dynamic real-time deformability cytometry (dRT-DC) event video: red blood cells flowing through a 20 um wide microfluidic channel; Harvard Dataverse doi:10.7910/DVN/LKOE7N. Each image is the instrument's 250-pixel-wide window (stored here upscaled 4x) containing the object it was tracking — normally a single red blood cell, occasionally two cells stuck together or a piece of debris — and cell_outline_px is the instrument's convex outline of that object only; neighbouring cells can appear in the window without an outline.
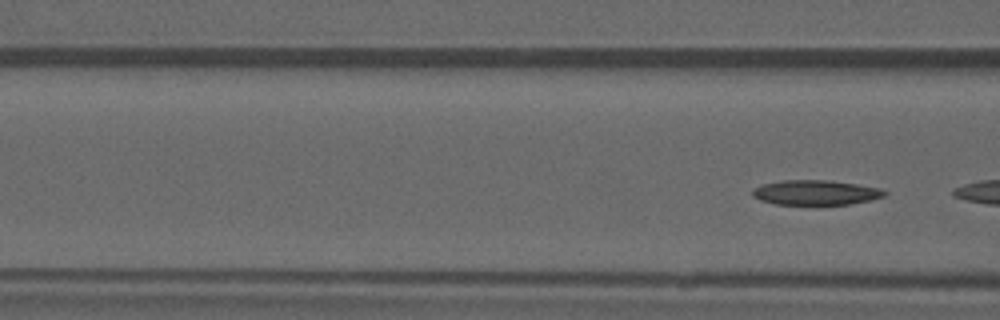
{"species": "common noctule bat (a hibernating species)", "species_latin": "Nyctalus noctula", "temperature_condition": "warm", "stored_images_in_passage": 4, "segment_of_instrument_passage": [2, 2], "camera_frame_rate_fps": 3000, "um_per_image_px": 0.085, "animal": {"sex": "male", "forearm_length_mm": 52.5}, "frame": {"image": 1, "passage_image": 4, "time_ms": 3.667, "image_size_px": [1000, 320], "cell_outline_px": [[888, 192], [884, 196], [872, 200], [848, 204], [776, 204], [760, 200], [752, 196], [752, 188], [760, 184], [780, 180], [828, 180], [856, 184], [880, 188]], "centroid_in_image_um": [69.3, 16.35], "position_along_channel_um": 97.3, "area_um2": 19.19}}